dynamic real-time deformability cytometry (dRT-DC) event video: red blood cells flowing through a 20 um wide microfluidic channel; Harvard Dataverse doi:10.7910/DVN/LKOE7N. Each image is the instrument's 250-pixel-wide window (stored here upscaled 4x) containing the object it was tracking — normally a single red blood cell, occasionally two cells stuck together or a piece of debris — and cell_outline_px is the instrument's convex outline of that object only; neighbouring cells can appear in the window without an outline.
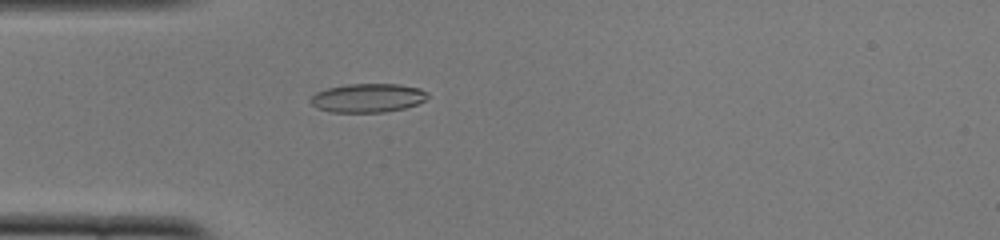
{"species": "common noctule bat (a hibernating species)", "species_latin": "Nyctalus noctula", "temperature_condition": "cold", "stored_images_in_passage": 52, "camera_frame_rate_fps": 3000, "um_per_image_px": 0.085, "animal": {"sex": "female", "body_mass_g": 22.0, "forearm_length_mm": 56.7}, "frame": {"image": 1, "passage_image": 15, "time_ms": 4.667, "image_size_px": [1000, 240], "cell_outline_px": [[428, 96], [424, 100], [416, 104], [404, 108], [384, 112], [332, 112], [316, 108], [308, 100], [316, 92], [328, 88], [348, 84], [400, 84], [420, 88], [428, 92]], "centroid_in_image_um": [31.25, 8.32], "position_along_channel_um": 53.8, "area_um2": 19.65}}
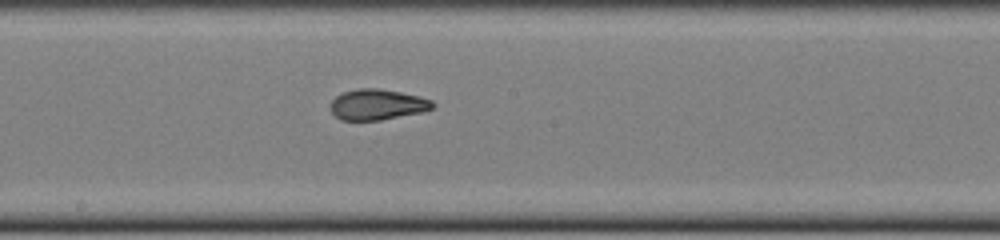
{"frame": {"image": 2, "passage_image": 28, "time_ms": 9.0, "image_size_px": [1000, 240], "cell_outline_px": [[436, 104], [432, 108], [420, 112], [380, 120], [340, 120], [332, 112], [332, 100], [336, 96], [344, 92], [356, 88], [376, 88], [400, 92], [420, 96], [432, 100]], "centroid_in_image_um": [32.08, 8.88], "position_along_channel_um": 216.1, "area_um2": 18.09}}
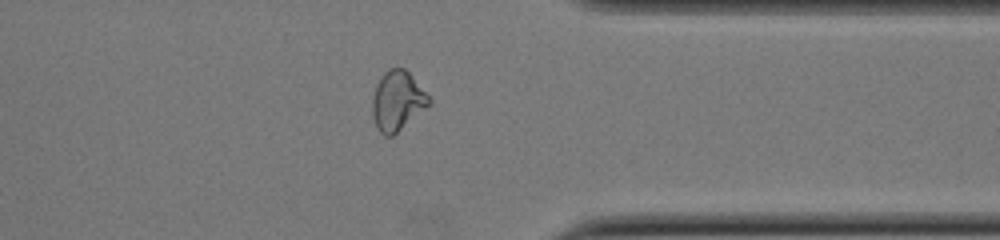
{"frame": {"image": 3, "passage_image": 41, "time_ms": 13.333, "image_size_px": [1000, 240], "cell_outline_px": [[432, 104], [392, 136], [384, 136], [376, 128], [372, 116], [372, 96], [376, 84], [380, 76], [388, 68], [404, 68], [408, 72], [432, 100]], "centroid_in_image_um": [33.76, 8.58], "position_along_channel_um": 377.6, "area_um2": 19.83}, "authors_computed_cell_mechanics": {"area_um2": 18.9584, "velocity_mm_per_s": 3.8796, "shape_relaxation_time_tau1_ms": 5.0432, "shape_relaxation_time_tau2_ms": 1.4956, "deformation_change_tau1": 0.2058, "deformation_change_tau2": 0.077}}